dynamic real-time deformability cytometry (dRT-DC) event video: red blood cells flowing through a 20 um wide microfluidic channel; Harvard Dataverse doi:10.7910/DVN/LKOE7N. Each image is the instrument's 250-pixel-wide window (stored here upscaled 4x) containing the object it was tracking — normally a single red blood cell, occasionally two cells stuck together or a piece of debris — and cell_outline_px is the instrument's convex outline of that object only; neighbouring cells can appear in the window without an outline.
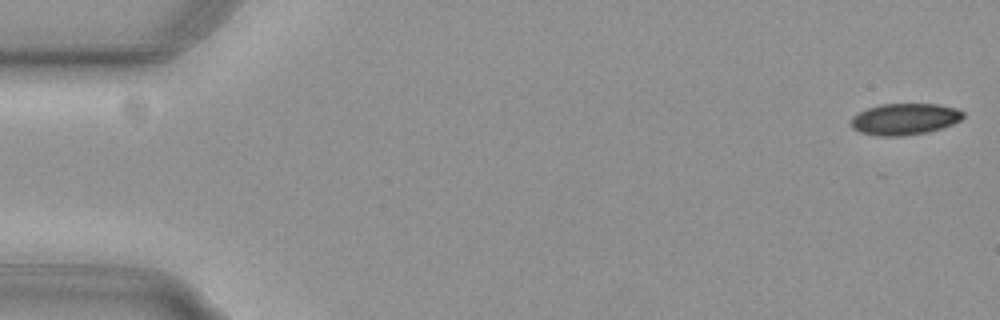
{"species": "common noctule bat (a hibernating species)", "species_latin": "Nyctalus noctula", "temperature_condition": "cold", "stored_images_in_passage": 55, "camera_frame_rate_fps": 3000, "um_per_image_px": 0.085, "animal": {"sex": "female", "body_mass_g": 29.2, "forearm_length_mm": 56.3}, "frame": {"image": 1, "passage_image": 1, "time_ms": 0.0, "image_size_px": [1000, 320], "cell_outline_px": [[964, 116], [960, 120], [952, 124], [928, 132], [900, 136], [876, 136], [860, 132], [852, 128], [852, 116], [856, 112], [880, 104], [936, 104], [956, 108], [964, 112]], "centroid_in_image_um": [76.87, 10.12], "position_along_channel_um": 8.1, "area_um2": 20.58}}
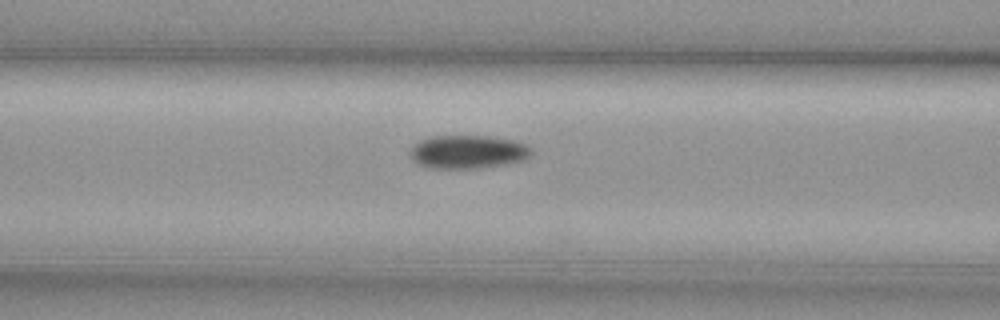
{"frame": {"image": 2, "passage_image": 22, "time_ms": 7.0, "image_size_px": [1000, 320], "cell_outline_px": [[532, 156], [524, 160], [508, 164], [480, 168], [428, 168], [416, 164], [408, 156], [408, 152], [412, 144], [420, 140], [432, 136], [488, 136], [516, 140], [528, 144], [532, 148]], "centroid_in_image_um": [39.76, 12.91], "position_along_channel_um": 126.8, "area_um2": 24.28}}
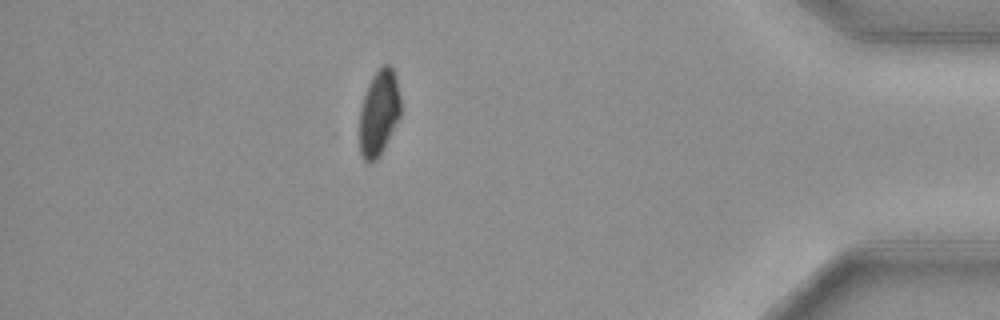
{"frame": {"image": 3, "passage_image": 48, "time_ms": 15.667, "image_size_px": [1000, 320], "cell_outline_px": [[400, 116], [376, 160], [364, 160], [360, 156], [360, 112], [364, 96], [368, 84], [372, 76], [384, 64], [388, 64], [392, 68], [396, 76], [400, 96]], "centroid_in_image_um": [32.21, 9.54], "position_along_channel_um": 403.0, "area_um2": 20.06}, "authors_computed_cell_mechanics": {"area_um2": 22.6576, "velocity_mm_per_s": 3.7439, "shape_relaxation_time_tau1_ms": 4.2413, "shape_relaxation_time_tau2_ms": null, "deformation_change_tau1": 0.0867, "deformation_change_tau2": null}}